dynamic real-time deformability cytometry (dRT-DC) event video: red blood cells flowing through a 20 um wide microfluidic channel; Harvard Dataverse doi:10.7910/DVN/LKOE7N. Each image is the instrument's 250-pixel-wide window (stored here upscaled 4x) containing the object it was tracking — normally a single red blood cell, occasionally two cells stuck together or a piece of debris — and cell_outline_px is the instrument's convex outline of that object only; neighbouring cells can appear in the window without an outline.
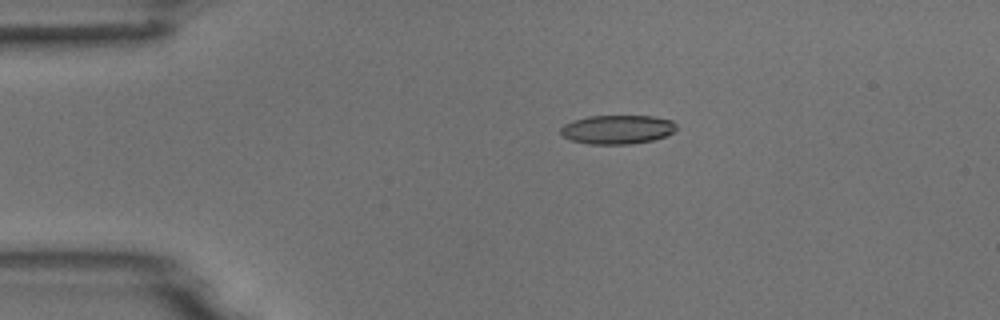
{"species": "common noctule bat (a hibernating species)", "species_latin": "Nyctalus noctula", "temperature_condition": "room temperature", "stored_images_in_passage": 4, "camera_frame_rate_fps": 3000, "um_per_image_px": 0.085, "animal": {"sex": "male", "body_mass_g": 18.8}, "frame": {"image": 1, "passage_image": 1, "time_ms": 0.0, "image_size_px": [1000, 320], "cell_outline_px": [[676, 128], [672, 132], [664, 136], [652, 140], [628, 144], [588, 144], [572, 140], [564, 136], [560, 132], [560, 128], [564, 124], [572, 120], [588, 116], [652, 116], [672, 120], [676, 124]], "centroid_in_image_um": [52.45, 11.0], "position_along_channel_um": 32.6, "area_um2": 19.42}}
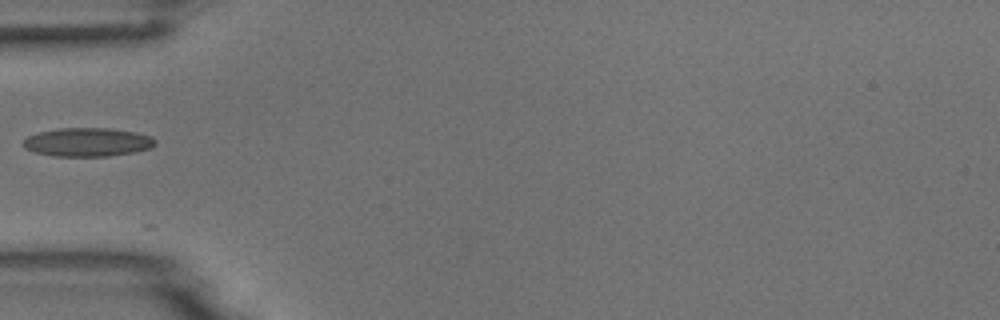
{"frame": {"image": 2, "passage_image": 3, "time_ms": 2.333, "image_size_px": [1000, 320], "cell_outline_px": [[156, 144], [148, 148], [136, 152], [108, 156], [52, 156], [36, 152], [24, 148], [20, 144], [28, 136], [40, 132], [60, 128], [112, 128], [136, 132], [152, 136], [156, 140]], "centroid_in_image_um": [7.45, 12.08], "position_along_channel_um": 77.6, "area_um2": 22.14}}